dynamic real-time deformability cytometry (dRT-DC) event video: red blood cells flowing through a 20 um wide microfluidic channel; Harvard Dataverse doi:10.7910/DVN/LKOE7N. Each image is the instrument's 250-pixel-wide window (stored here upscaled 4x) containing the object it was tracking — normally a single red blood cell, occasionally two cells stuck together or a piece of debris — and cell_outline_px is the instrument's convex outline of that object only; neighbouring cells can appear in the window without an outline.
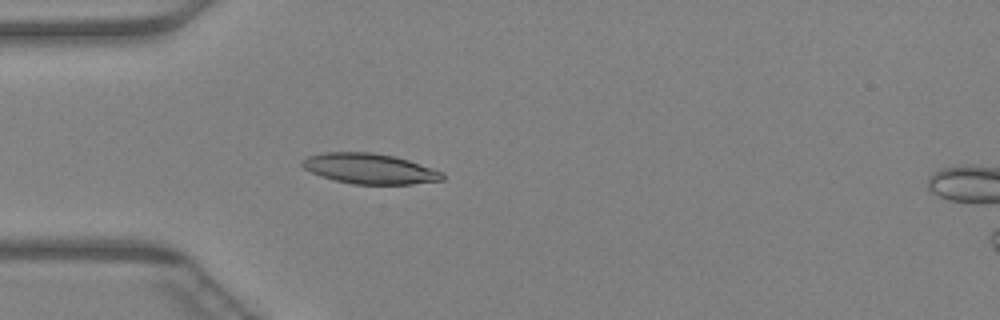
{"species": "Egyptian fruit bat (a non-hibernating species)", "species_latin": "Rousettus aegyptiacus", "temperature_condition": "warm", "stored_images_in_passage": 38, "camera_frame_rate_fps": 3000, "um_per_image_px": 0.085, "animal": {"sex": "female"}, "frame": {"image": 1, "passage_image": 5, "time_ms": 1.333, "image_size_px": [1000, 320], "cell_outline_px": [[444, 180], [412, 184], [352, 184], [320, 176], [304, 168], [300, 164], [300, 160], [308, 156], [324, 152], [372, 152], [396, 156], [444, 172]], "centroid_in_image_um": [31.42, 14.33], "position_along_channel_um": 53.6, "area_um2": 24.91}}
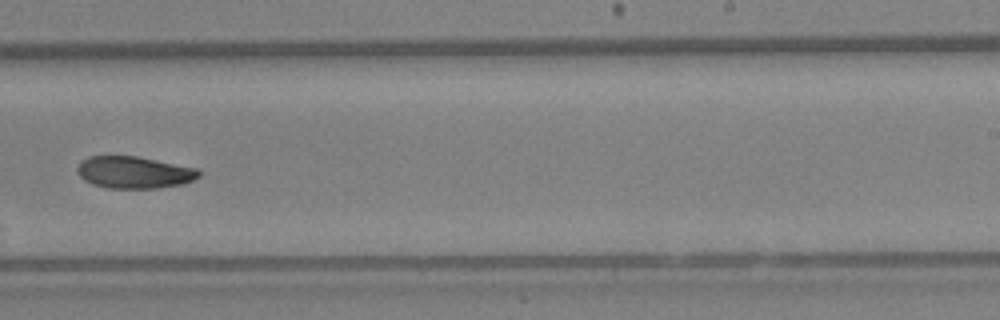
{"frame": {"image": 2, "passage_image": 21, "time_ms": 6.667, "image_size_px": [1000, 320], "cell_outline_px": [[200, 176], [184, 184], [156, 188], [108, 188], [92, 184], [84, 180], [76, 172], [76, 168], [80, 160], [88, 156], [136, 156], [200, 168]], "centroid_in_image_um": [11.39, 14.64], "position_along_channel_um": 277.6, "area_um2": 22.95}}
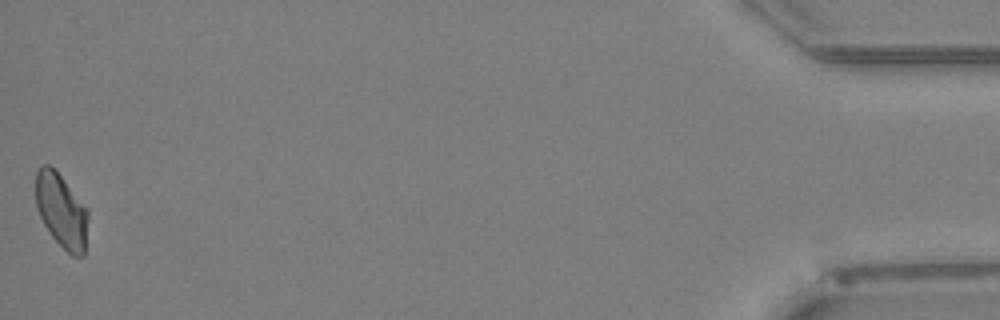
{"frame": {"image": 3, "passage_image": 38, "time_ms": 12.333, "image_size_px": [1000, 320], "cell_outline_px": [[88, 216], [84, 256], [72, 256], [52, 236], [44, 224], [36, 208], [36, 172], [44, 164], [48, 164], [60, 176], [88, 208]], "centroid_in_image_um": [5.23, 17.93], "position_along_channel_um": 430.0, "area_um2": 22.31}}